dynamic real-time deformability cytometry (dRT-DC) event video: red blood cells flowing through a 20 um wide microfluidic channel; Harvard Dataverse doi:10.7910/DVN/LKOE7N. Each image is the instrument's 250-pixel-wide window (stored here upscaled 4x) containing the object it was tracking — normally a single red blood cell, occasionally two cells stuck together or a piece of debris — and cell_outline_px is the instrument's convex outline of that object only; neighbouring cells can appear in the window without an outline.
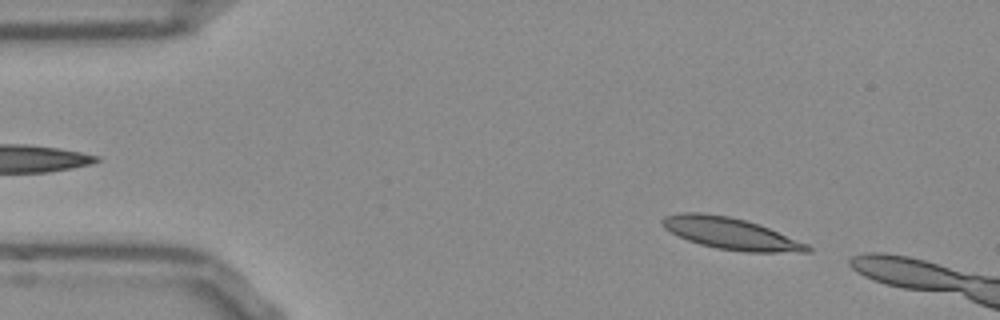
{"species": "Egyptian fruit bat (a non-hibernating species)", "species_latin": "Rousettus aegyptiacus", "temperature_condition": "room temperature", "stored_images_in_passage": 13, "camera_frame_rate_fps": 3000, "um_per_image_px": 0.085, "frame": {"image": 1, "passage_image": 4, "time_ms": 1.0, "image_size_px": [1000, 320], "cell_outline_px": [[812, 252], [744, 252], [716, 248], [700, 244], [688, 240], [664, 228], [660, 220], [664, 216], [684, 212], [700, 212], [728, 216], [744, 220], [768, 228], [808, 244], [812, 248]], "centroid_in_image_um": [62.1, 19.85], "position_along_channel_um": 22.9, "area_um2": 26.47}}